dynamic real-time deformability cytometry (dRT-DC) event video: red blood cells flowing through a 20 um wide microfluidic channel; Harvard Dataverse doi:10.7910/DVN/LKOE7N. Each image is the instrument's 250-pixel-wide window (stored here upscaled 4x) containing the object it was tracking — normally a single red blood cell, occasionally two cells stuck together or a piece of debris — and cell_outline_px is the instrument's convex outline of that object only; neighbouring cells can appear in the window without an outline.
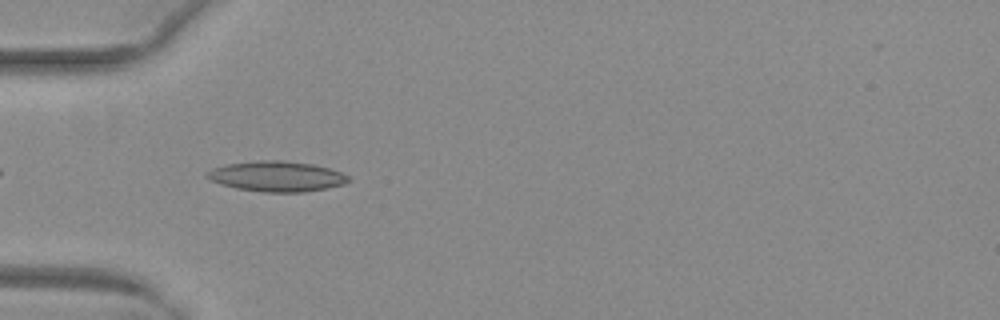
{"species": "common noctule bat (a hibernating species)", "species_latin": "Nyctalus noctula", "temperature_condition": "warm", "stored_images_in_passage": 38, "camera_frame_rate_fps": 3000, "um_per_image_px": 0.085, "animal": {"sex": "female", "body_mass_g": 29.2, "forearm_length_mm": 56.3}, "frame": {"image": 1, "passage_image": 3, "time_ms": 0.667, "image_size_px": [1000, 320], "cell_outline_px": [[348, 180], [344, 184], [304, 192], [264, 192], [236, 188], [220, 184], [204, 176], [204, 172], [212, 168], [228, 164], [260, 160], [284, 160], [312, 164], [328, 168], [340, 172], [348, 176]], "centroid_in_image_um": [23.46, 14.98], "position_along_channel_um": 61.5, "area_um2": 24.85}}
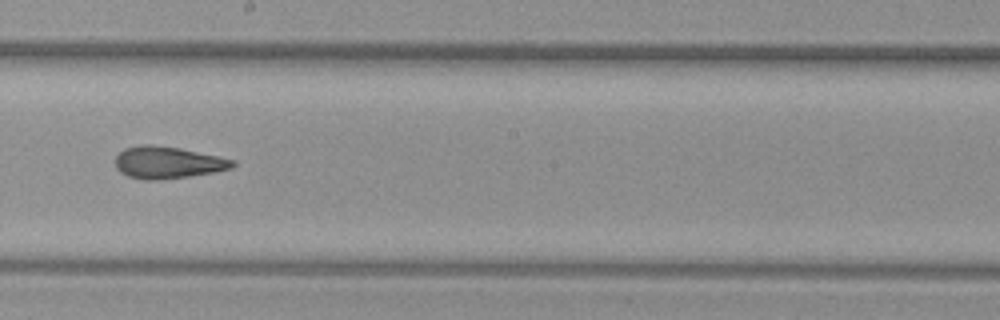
{"frame": {"image": 2, "passage_image": 16, "time_ms": 5.0, "image_size_px": [1000, 320], "cell_outline_px": [[236, 164], [232, 168], [212, 172], [188, 176], [160, 180], [144, 180], [128, 176], [120, 172], [116, 168], [116, 156], [124, 148], [140, 144], [148, 144], [180, 148], [236, 160]], "centroid_in_image_um": [14.24, 13.81], "position_along_channel_um": 234.0, "area_um2": 21.85}}
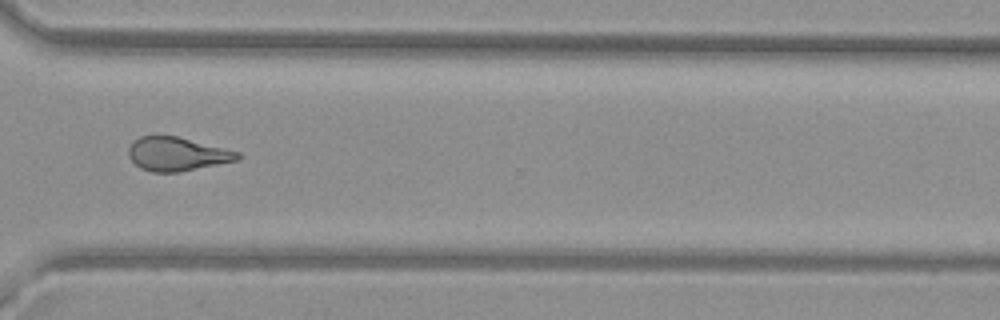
{"frame": {"image": 3, "passage_image": 25, "time_ms": 8.0, "image_size_px": [1000, 320], "cell_outline_px": [[240, 156], [236, 160], [180, 172], [152, 172], [140, 168], [128, 156], [128, 148], [140, 136], [176, 136], [240, 152]], "centroid_in_image_um": [15.02, 13.1], "position_along_channel_um": 355.6, "area_um2": 21.04}, "authors_computed_cell_mechanics": {"area_um2": 21.9929, "velocity_mm_per_s": 4.0573, "shape_relaxation_time_tau1_ms": null, "shape_relaxation_time_tau2_ms": 2.187, "deformation_change_tau1": null, "deformation_change_tau2": 0.1116}}